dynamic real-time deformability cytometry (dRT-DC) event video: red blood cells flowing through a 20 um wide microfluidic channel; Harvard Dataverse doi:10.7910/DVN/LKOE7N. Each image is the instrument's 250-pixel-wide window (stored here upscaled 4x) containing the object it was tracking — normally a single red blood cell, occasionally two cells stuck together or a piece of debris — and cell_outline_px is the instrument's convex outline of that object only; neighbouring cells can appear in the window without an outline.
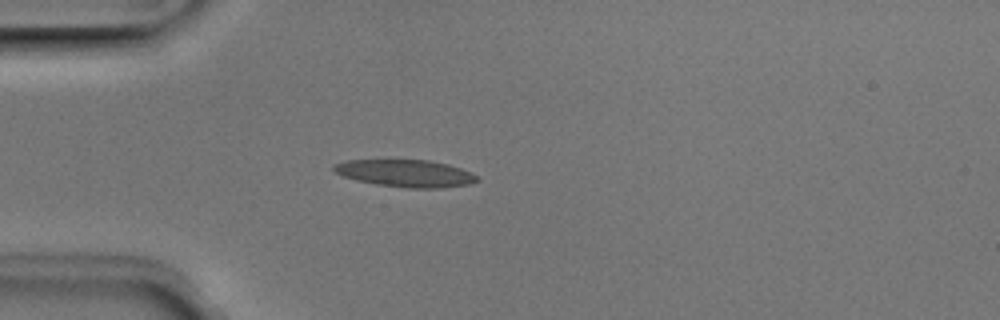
{"species": "Egyptian fruit bat (a non-hibernating species)", "species_latin": "Rousettus aegyptiacus", "temperature_condition": "room temperature", "stored_images_in_passage": 1, "camera_frame_rate_fps": 3000, "um_per_image_px": 0.085, "animal": {"sex": "male"}, "frame": {"image": 1, "passage_image": 1, "time_ms": 0.0, "image_size_px": [1000, 320], "cell_outline_px": [[480, 180], [468, 184], [440, 188], [404, 188], [376, 184], [356, 180], [344, 176], [336, 172], [332, 168], [336, 164], [344, 160], [428, 160], [448, 164], [472, 172]], "centroid_in_image_um": [34.49, 14.73], "position_along_channel_um": 50.5, "area_um2": 22.66}}